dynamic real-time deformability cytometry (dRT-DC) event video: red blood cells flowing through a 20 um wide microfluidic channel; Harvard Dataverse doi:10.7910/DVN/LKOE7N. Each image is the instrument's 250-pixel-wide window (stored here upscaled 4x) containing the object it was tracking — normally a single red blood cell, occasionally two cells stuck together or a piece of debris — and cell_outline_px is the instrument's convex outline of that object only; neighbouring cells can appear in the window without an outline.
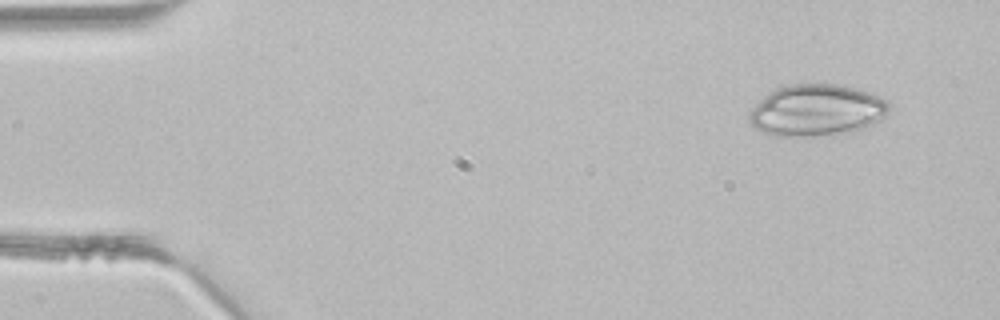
{"species": "common noctule bat (a hibernating species)", "species_latin": "Nyctalus noctula", "temperature_condition": "room temperature", "stored_images_in_passage": 3, "camera_frame_rate_fps": 3000, "um_per_image_px": 0.085, "animal": {"sex": "male", "body_mass_g": 21.5, "forearm_length_mm": 52.0}, "frame": {"image": 1, "passage_image": 1, "time_ms": 0.0, "image_size_px": [1000, 320], "cell_outline_px": [[888, 112], [884, 120], [868, 128], [852, 132], [832, 136], [776, 136], [752, 128], [748, 120], [748, 112], [768, 92], [776, 88], [788, 84], [840, 84], [860, 88], [872, 92], [880, 96], [888, 104]], "centroid_in_image_um": [69.45, 9.39], "position_along_channel_um": 15.6, "area_um2": 43.18}}